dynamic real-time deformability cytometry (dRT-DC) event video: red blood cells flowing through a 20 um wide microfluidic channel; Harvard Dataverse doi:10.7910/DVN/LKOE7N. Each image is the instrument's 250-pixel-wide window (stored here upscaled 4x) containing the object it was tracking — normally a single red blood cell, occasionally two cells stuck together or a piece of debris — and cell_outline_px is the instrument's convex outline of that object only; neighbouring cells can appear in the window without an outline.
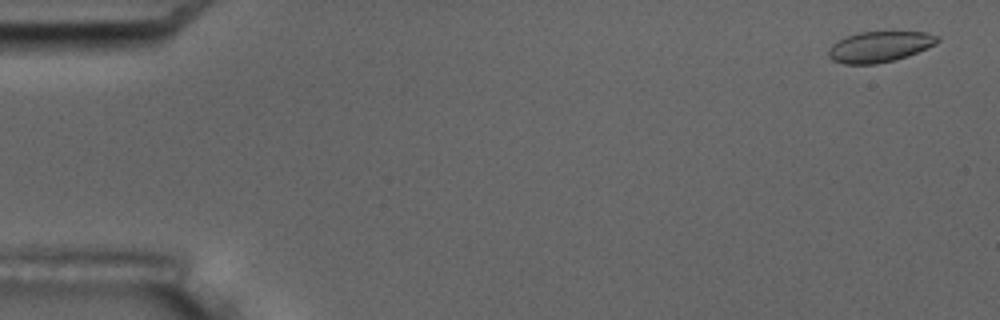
{"species": "common noctule bat (a hibernating species)", "species_latin": "Nyctalus noctula", "temperature_condition": "room temperature", "stored_images_in_passage": 5, "camera_frame_rate_fps": 3000, "um_per_image_px": 0.085, "animal": {"sex": "male", "body_mass_g": 17.5, "forearm_length_mm": 52.3}, "frame": {"image": 1, "passage_image": 1, "time_ms": 0.0, "image_size_px": [1000, 320], "cell_outline_px": [[940, 40], [936, 44], [908, 56], [896, 60], [876, 64], [844, 64], [832, 60], [828, 56], [828, 52], [832, 44], [848, 36], [860, 32], [928, 32], [940, 36]], "centroid_in_image_um": [74.8, 3.98], "position_along_channel_um": 10.2, "area_um2": 19.54}}
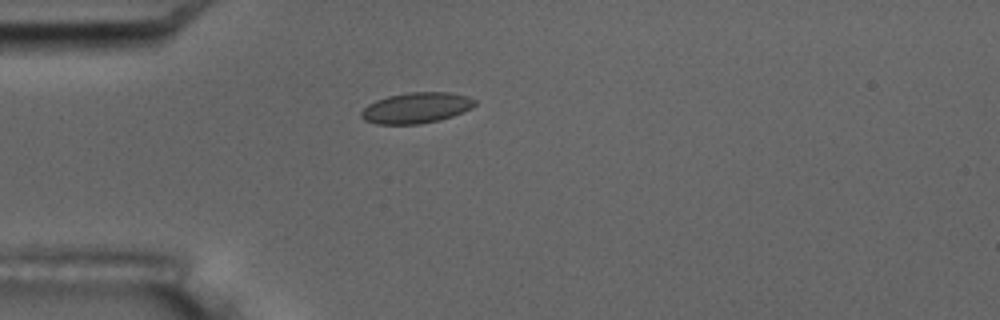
{"frame": {"image": 2, "passage_image": 5, "time_ms": 4.667, "image_size_px": [1000, 320], "cell_outline_px": [[476, 104], [472, 108], [452, 116], [440, 120], [416, 124], [376, 124], [364, 120], [360, 116], [360, 112], [368, 104], [376, 100], [388, 96], [408, 92], [452, 92], [468, 96], [476, 100]], "centroid_in_image_um": [35.38, 9.16], "position_along_channel_um": 49.6, "area_um2": 20.46}}